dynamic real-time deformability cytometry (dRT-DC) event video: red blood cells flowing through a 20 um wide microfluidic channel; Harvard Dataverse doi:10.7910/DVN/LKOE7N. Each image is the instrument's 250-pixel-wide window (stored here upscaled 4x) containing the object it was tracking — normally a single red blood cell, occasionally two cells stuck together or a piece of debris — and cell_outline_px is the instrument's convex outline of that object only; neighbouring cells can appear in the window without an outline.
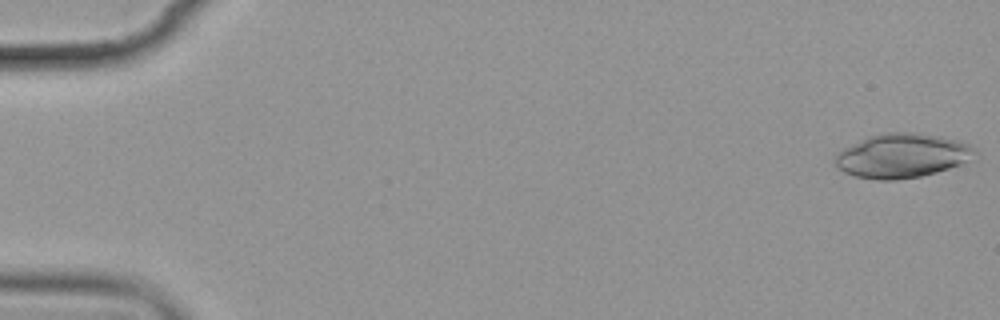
{"species": "common noctule bat (a hibernating species)", "species_latin": "Nyctalus noctula", "temperature_condition": "cold", "stored_images_in_passage": 6, "camera_frame_rate_fps": 3000, "um_per_image_px": 0.085, "animal": {"sex": "female", "body_mass_g": 19.9}, "frame": {"image": 1, "passage_image": 1, "time_ms": 0.0, "image_size_px": [1000, 320], "cell_outline_px": [[980, 152], [976, 160], [936, 172], [920, 176], [896, 180], [876, 180], [856, 176], [844, 172], [832, 160], [832, 156], [844, 148], [868, 136], [888, 132], [912, 132], [940, 136], [956, 140], [968, 144], [976, 148]], "centroid_in_image_um": [76.74, 13.23], "position_along_channel_um": 8.3, "area_um2": 36.47}}